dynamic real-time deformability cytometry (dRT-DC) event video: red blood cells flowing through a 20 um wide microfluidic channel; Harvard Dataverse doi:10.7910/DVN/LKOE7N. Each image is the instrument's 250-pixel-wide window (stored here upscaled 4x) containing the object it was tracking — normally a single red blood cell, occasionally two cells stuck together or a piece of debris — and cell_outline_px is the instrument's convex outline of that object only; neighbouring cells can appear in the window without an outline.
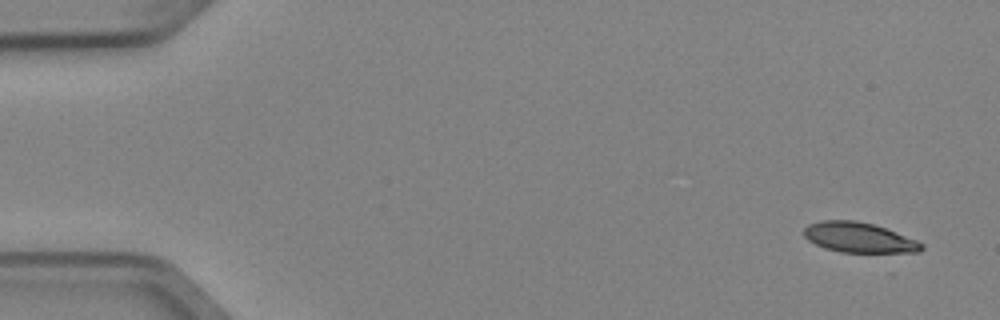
{"species": "Egyptian fruit bat (a non-hibernating species)", "species_latin": "Rousettus aegyptiacus", "temperature_condition": "cold", "stored_images_in_passage": 5, "camera_frame_rate_fps": 3000, "um_per_image_px": 0.085, "animal": {"sex": "female"}, "frame": {"image": 1, "passage_image": 1, "time_ms": 0.0, "image_size_px": [1000, 320], "cell_outline_px": [[924, 248], [920, 252], [892, 256], [840, 252], [824, 248], [808, 240], [804, 236], [804, 228], [808, 224], [820, 220], [856, 220], [872, 224], [896, 232], [916, 240], [924, 244]], "centroid_in_image_um": [73.11, 20.26], "position_along_channel_um": 11.9, "area_um2": 21.73}}
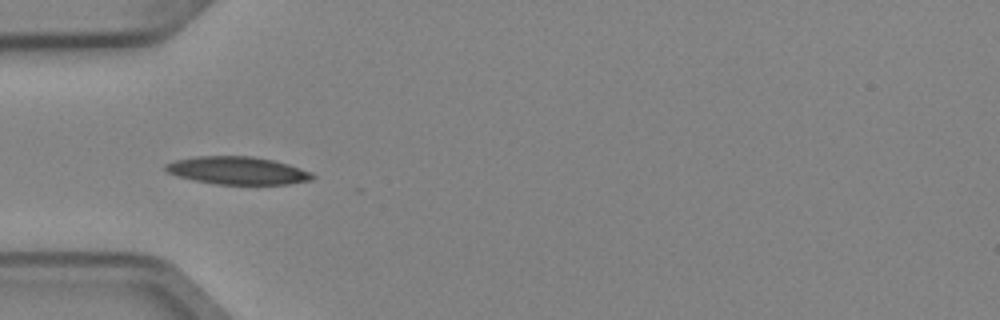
{"frame": {"image": 2, "passage_image": 5, "time_ms": 1.333, "image_size_px": [1000, 320], "cell_outline_px": [[316, 176], [312, 180], [288, 184], [216, 184], [176, 176], [168, 172], [164, 168], [164, 164], [176, 160], [196, 156], [252, 156], [272, 160], [288, 164], [312, 172]], "centroid_in_image_um": [20.2, 14.49], "position_along_channel_um": 64.8, "area_um2": 23.7}}